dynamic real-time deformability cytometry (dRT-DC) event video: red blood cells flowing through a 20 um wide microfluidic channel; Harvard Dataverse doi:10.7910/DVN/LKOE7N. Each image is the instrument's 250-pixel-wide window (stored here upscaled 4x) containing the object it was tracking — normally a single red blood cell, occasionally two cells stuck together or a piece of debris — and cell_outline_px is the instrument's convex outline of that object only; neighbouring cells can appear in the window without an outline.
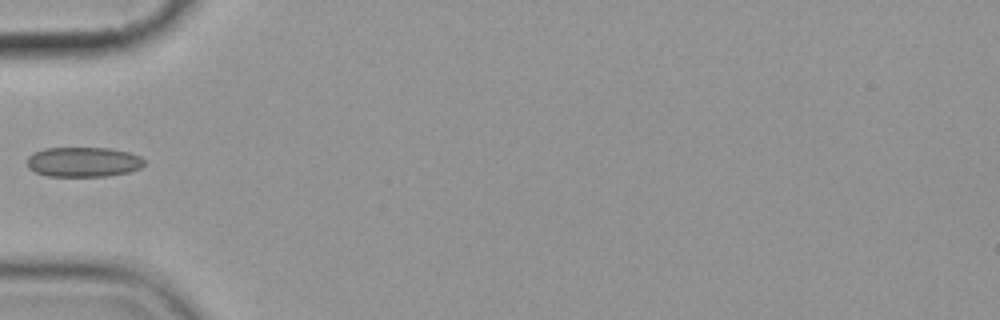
{"species": "common noctule bat (a hibernating species)", "species_latin": "Nyctalus noctula", "temperature_condition": "cold", "stored_images_in_passage": 5, "camera_frame_rate_fps": 3000, "um_per_image_px": 0.085, "animal": {"sex": "female", "body_mass_g": 19.9}, "frame": {"image": 1, "passage_image": 5, "time_ms": 5.333, "image_size_px": [1000, 320], "cell_outline_px": [[144, 164], [140, 168], [128, 172], [108, 176], [48, 176], [36, 172], [28, 168], [28, 156], [44, 148], [112, 148], [128, 152], [140, 156], [144, 160]], "centroid_in_image_um": [7.1, 13.76], "position_along_channel_um": 77.9, "area_um2": 20.35}}